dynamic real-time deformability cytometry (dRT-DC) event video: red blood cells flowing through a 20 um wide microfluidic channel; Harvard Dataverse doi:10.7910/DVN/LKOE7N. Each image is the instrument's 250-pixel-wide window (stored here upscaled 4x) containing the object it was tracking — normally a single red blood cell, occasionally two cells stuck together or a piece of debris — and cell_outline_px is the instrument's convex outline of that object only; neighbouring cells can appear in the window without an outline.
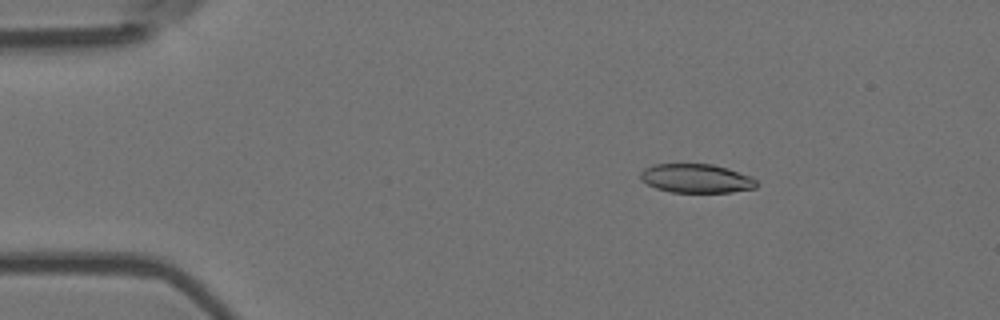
{"species": "Egyptian fruit bat (a non-hibernating species)", "species_latin": "Rousettus aegyptiacus", "temperature_condition": "room temperature", "stored_images_in_passage": 5, "camera_frame_rate_fps": 3000, "um_per_image_px": 0.085, "animal": {"sex": "female"}, "frame": {"image": 1, "passage_image": 3, "time_ms": 0.667, "image_size_px": [1000, 320], "cell_outline_px": [[760, 184], [756, 188], [732, 192], [672, 192], [656, 188], [640, 180], [640, 172], [644, 168], [656, 164], [712, 164], [728, 168], [752, 176]], "centroid_in_image_um": [59.22, 15.16], "position_along_channel_um": 25.8, "area_um2": 19.71}}